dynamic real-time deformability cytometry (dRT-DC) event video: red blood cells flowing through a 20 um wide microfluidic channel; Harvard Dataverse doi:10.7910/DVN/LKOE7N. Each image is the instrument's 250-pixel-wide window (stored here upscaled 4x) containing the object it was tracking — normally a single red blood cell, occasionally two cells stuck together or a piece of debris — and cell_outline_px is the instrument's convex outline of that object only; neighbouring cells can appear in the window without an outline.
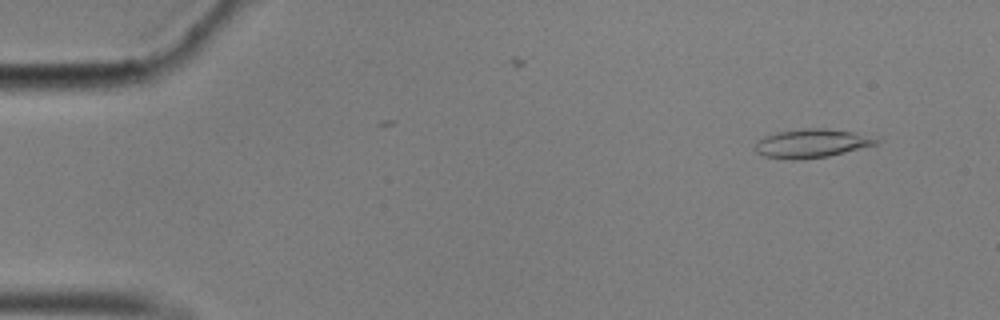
{"species": "common noctule bat (a hibernating species)", "species_latin": "Nyctalus noctula", "temperature_condition": "cold", "stored_images_in_passage": 7, "camera_frame_rate_fps": 3000, "um_per_image_px": 0.085, "animal": {"sex": "male", "body_mass_g": 17.9}, "frame": {"image": 1, "passage_image": 5, "time_ms": 1.333, "image_size_px": [1000, 320], "cell_outline_px": [[880, 140], [876, 144], [828, 156], [800, 160], [788, 160], [760, 156], [756, 152], [756, 144], [764, 136], [776, 132], [804, 128], [824, 128], [852, 132]], "centroid_in_image_um": [68.9, 12.2], "position_along_channel_um": 16.1, "area_um2": 20.06}}